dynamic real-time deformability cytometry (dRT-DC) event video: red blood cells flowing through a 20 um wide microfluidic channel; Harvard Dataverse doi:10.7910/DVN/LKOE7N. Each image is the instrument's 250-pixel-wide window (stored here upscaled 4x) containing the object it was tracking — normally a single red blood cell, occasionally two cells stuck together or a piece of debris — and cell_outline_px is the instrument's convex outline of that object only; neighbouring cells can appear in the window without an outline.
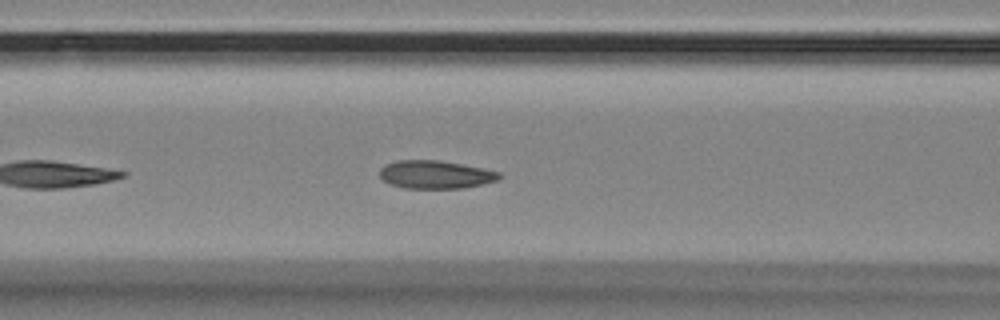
{"species": "Egyptian fruit bat (a non-hibernating species)", "species_latin": "Rousettus aegyptiacus", "temperature_condition": "room temperature", "stored_images_in_passage": 32, "camera_frame_rate_fps": 3000, "um_per_image_px": 0.085, "animal": {"sex": "female"}, "frame": {"image": 1, "passage_image": 7, "time_ms": 2.0, "image_size_px": [1000, 320], "cell_outline_px": [[504, 176], [500, 180], [484, 184], [464, 188], [404, 188], [392, 184], [384, 180], [380, 176], [380, 168], [384, 164], [396, 160], [436, 160], [460, 164], [500, 172]], "centroid_in_image_um": [37.04, 14.84], "position_along_channel_um": 129.6, "area_um2": 19.59}}
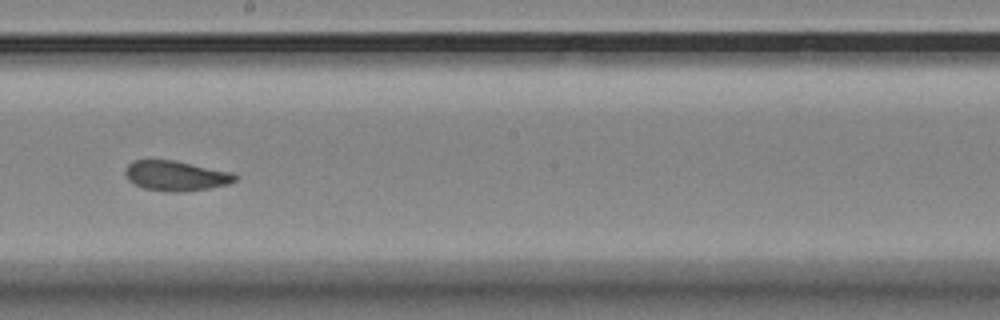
{"frame": {"image": 2, "passage_image": 16, "time_ms": 5.0, "image_size_px": [1000, 320], "cell_outline_px": [[236, 180], [228, 184], [208, 188], [184, 192], [168, 192], [144, 188], [128, 180], [124, 176], [124, 168], [132, 160], [176, 160], [232, 172], [236, 176]], "centroid_in_image_um": [14.91, 14.93], "position_along_channel_um": 233.3, "area_um2": 19.36}}
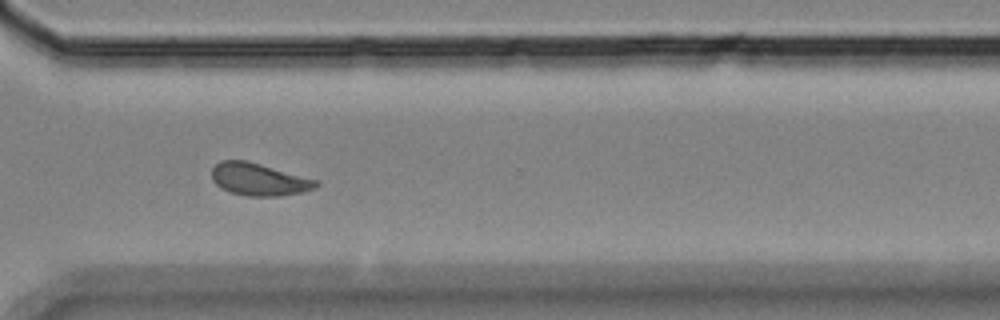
{"frame": {"image": 3, "passage_image": 26, "time_ms": 8.333, "image_size_px": [1000, 320], "cell_outline_px": [[320, 184], [316, 188], [304, 192], [280, 196], [248, 196], [232, 192], [220, 188], [212, 180], [212, 168], [220, 160], [244, 160], [260, 164], [320, 180]], "centroid_in_image_um": [22.05, 15.25], "position_along_channel_um": 348.6, "area_um2": 19.83}, "authors_computed_cell_mechanics": {"area_um2": 19.2185, "velocity_mm_per_s": 3.4641, "shape_relaxation_time_tau1_ms": null, "shape_relaxation_time_tau2_ms": 2.0367, "deformation_change_tau1": null, "deformation_change_tau2": 0.0661}}